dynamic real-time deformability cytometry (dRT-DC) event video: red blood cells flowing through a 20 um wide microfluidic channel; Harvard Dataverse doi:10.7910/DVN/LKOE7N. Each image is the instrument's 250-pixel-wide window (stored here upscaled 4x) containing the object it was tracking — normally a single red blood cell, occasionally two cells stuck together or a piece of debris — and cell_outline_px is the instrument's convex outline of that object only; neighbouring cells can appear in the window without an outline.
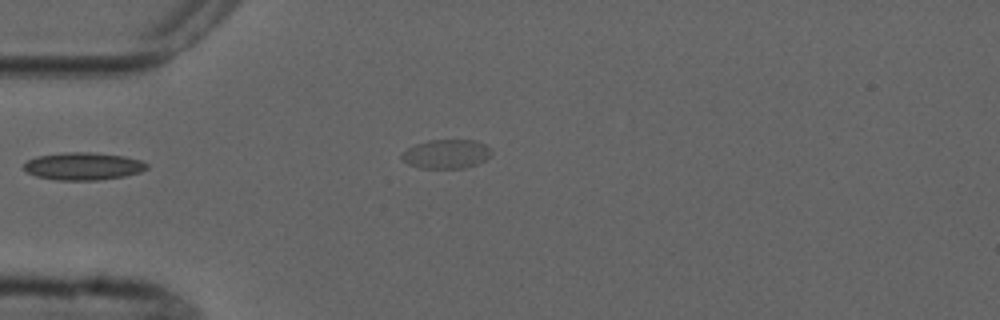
{"species": "common noctule bat (a hibernating species)", "species_latin": "Nyctalus noctula", "temperature_condition": "cold", "stored_images_in_passage": 3, "segment_of_instrument_passage": [1, 2], "camera_frame_rate_fps": 3000, "um_per_image_px": 0.085, "animal": {"sex": "male", "forearm_length_mm": 52.5}, "frame": {"image": 1, "passage_image": 2, "time_ms": 1.333, "image_size_px": [1000, 320], "cell_outline_px": [[148, 168], [140, 172], [124, 176], [100, 180], [60, 180], [36, 176], [28, 172], [24, 168], [24, 164], [28, 160], [36, 156], [64, 152], [92, 152], [124, 156], [140, 160], [148, 164]], "centroid_in_image_um": [7.09, 14.12], "position_along_channel_um": 77.9, "area_um2": 19.71}}